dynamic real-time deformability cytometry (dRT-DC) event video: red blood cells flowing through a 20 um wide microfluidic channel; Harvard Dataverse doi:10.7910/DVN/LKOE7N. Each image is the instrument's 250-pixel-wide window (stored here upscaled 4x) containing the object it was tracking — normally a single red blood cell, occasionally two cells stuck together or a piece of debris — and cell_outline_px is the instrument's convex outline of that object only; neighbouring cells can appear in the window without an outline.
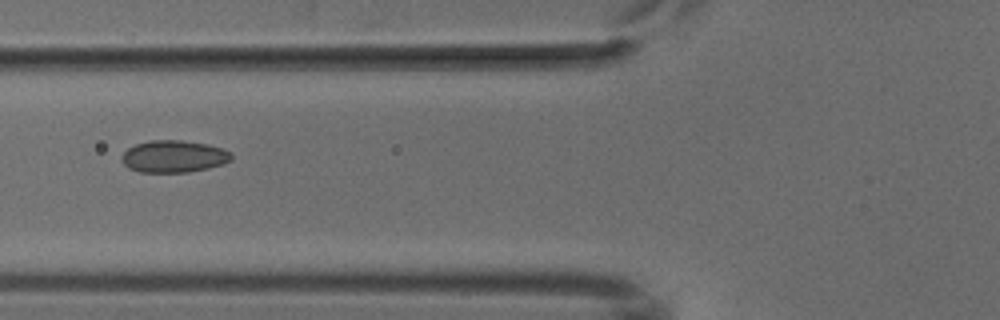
{"species": "common noctule bat (a hibernating species)", "species_latin": "Nyctalus noctula", "temperature_condition": "cold", "stored_images_in_passage": 9, "camera_frame_rate_fps": 3000, "um_per_image_px": 0.085, "animal": {"sex": "male", "body_mass_g": 18.8}, "frame": {"image": 1, "passage_image": 6, "time_ms": 6.0, "image_size_px": [1000, 320], "cell_outline_px": [[232, 160], [224, 164], [208, 168], [188, 172], [140, 172], [128, 168], [120, 160], [120, 156], [128, 148], [136, 144], [148, 140], [180, 140], [208, 144], [232, 152]], "centroid_in_image_um": [14.76, 13.29], "position_along_channel_um": 111.0, "area_um2": 20.69}}
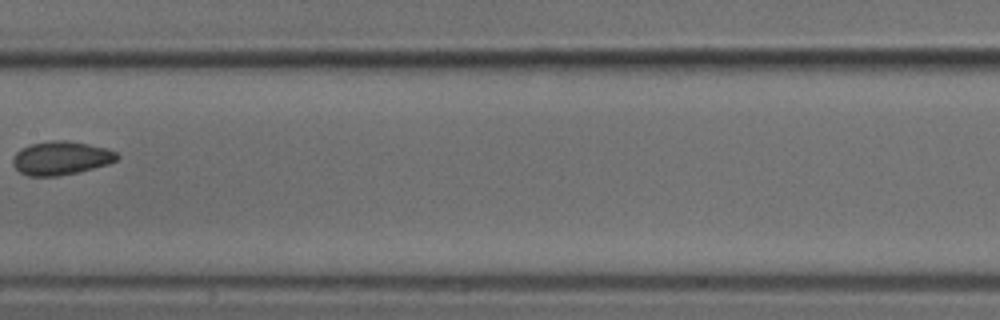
{"frame": {"image": 2, "passage_image": 8, "time_ms": 8.333, "image_size_px": [1000, 320], "cell_outline_px": [[120, 156], [116, 160], [108, 164], [76, 172], [56, 176], [28, 176], [20, 172], [12, 164], [12, 160], [16, 152], [20, 148], [32, 144], [52, 140], [64, 140], [88, 144], [108, 148], [116, 152]], "centroid_in_image_um": [5.17, 13.43], "position_along_channel_um": 202.2, "area_um2": 20.29}}
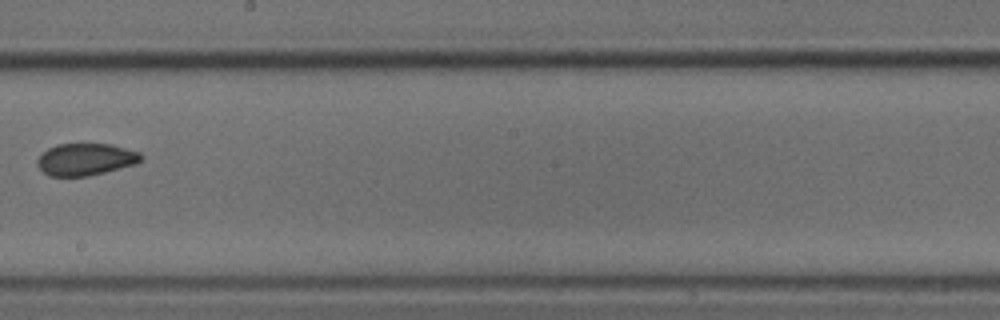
{"frame": {"image": 3, "passage_image": 9, "time_ms": 9.333, "image_size_px": [1000, 320], "cell_outline_px": [[144, 156], [136, 164], [88, 176], [48, 176], [36, 164], [36, 160], [48, 148], [56, 144], [112, 144], [140, 152]], "centroid_in_image_um": [7.28, 13.54], "position_along_channel_um": 240.9, "area_um2": 19.36}}